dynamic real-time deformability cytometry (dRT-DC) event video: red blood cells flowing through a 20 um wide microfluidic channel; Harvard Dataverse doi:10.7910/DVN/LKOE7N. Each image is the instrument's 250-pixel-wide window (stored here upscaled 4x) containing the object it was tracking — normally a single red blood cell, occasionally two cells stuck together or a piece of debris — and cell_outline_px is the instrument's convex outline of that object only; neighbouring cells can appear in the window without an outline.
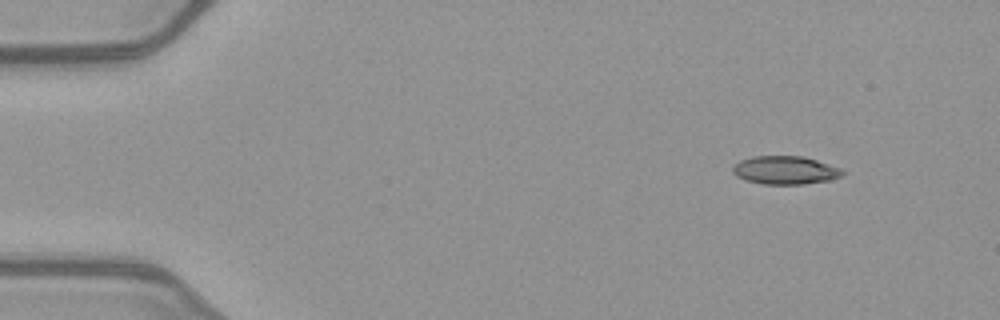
{"species": "common noctule bat (a hibernating species)", "species_latin": "Nyctalus noctula", "temperature_condition": "warm", "stored_images_in_passage": 47, "camera_frame_rate_fps": 3000, "um_per_image_px": 0.085, "animal": {"sex": "female", "body_mass_g": 21.9}, "frame": {"image": 1, "passage_image": 1, "time_ms": 0.0, "image_size_px": [1000, 320], "cell_outline_px": [[844, 172], [840, 176], [828, 180], [804, 184], [764, 184], [744, 180], [736, 176], [732, 172], [732, 168], [740, 160], [752, 156], [800, 156], [816, 160], [840, 168]], "centroid_in_image_um": [66.69, 14.46], "position_along_channel_um": 18.3, "area_um2": 17.92}}
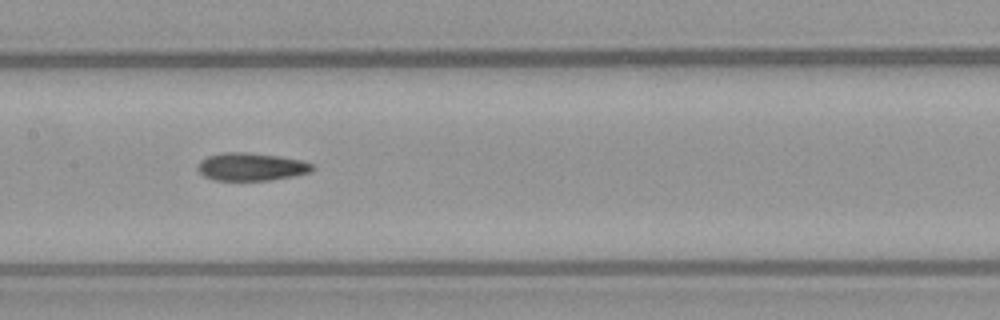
{"frame": {"image": 2, "passage_image": 21, "time_ms": 6.667, "image_size_px": [1000, 320], "cell_outline_px": [[312, 168], [308, 172], [292, 176], [272, 180], [216, 180], [204, 176], [196, 168], [200, 160], [208, 156], [224, 152], [244, 152], [276, 156], [300, 160], [312, 164]], "centroid_in_image_um": [21.28, 14.17], "position_along_channel_um": 186.1, "area_um2": 18.26}}
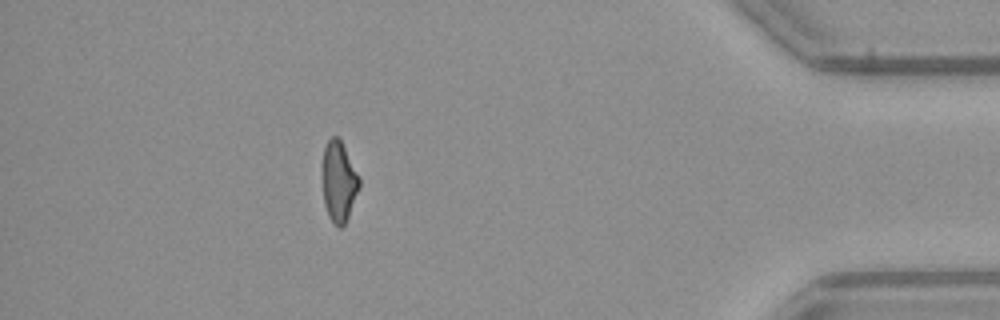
{"frame": {"image": 3, "passage_image": 41, "time_ms": 13.333, "image_size_px": [1000, 320], "cell_outline_px": [[360, 184], [348, 216], [344, 224], [340, 228], [336, 228], [332, 224], [328, 216], [324, 204], [320, 172], [320, 164], [324, 148], [328, 140], [332, 136], [336, 136], [340, 140], [360, 176]], "centroid_in_image_um": [28.74, 15.43], "position_along_channel_um": 406.5, "area_um2": 17.8}, "authors_computed_cell_mechanics": {"area_um2": 18.3226, "velocity_mm_per_s": 4.0534, "shape_relaxation_time_tau1_ms": null, "shape_relaxation_time_tau2_ms": 4.1905, "deformation_change_tau1": null, "deformation_change_tau2": 0.1357}}